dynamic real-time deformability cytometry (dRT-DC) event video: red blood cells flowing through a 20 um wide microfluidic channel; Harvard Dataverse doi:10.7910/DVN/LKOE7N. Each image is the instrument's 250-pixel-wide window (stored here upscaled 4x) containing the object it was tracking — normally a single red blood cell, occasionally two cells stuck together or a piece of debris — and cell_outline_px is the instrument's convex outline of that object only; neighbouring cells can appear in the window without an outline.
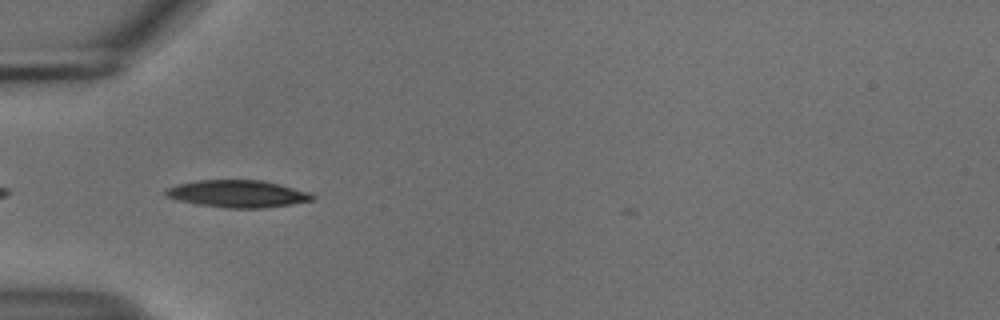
{"species": "common noctule bat (a hibernating species)", "species_latin": "Nyctalus noctula", "temperature_condition": "cold", "stored_images_in_passage": 7, "camera_frame_rate_fps": 3000, "um_per_image_px": 0.085, "animal": {"sex": "male", "body_mass_g": 18.8}, "frame": {"image": 1, "passage_image": 2, "time_ms": 0.333, "image_size_px": [1000, 320], "cell_outline_px": [[316, 196], [312, 200], [292, 204], [264, 208], [228, 208], [200, 204], [180, 200], [164, 196], [164, 188], [176, 184], [196, 180], [260, 180], [280, 184], [308, 192]], "centroid_in_image_um": [20.17, 16.46], "position_along_channel_um": 64.8, "area_um2": 23.24}}